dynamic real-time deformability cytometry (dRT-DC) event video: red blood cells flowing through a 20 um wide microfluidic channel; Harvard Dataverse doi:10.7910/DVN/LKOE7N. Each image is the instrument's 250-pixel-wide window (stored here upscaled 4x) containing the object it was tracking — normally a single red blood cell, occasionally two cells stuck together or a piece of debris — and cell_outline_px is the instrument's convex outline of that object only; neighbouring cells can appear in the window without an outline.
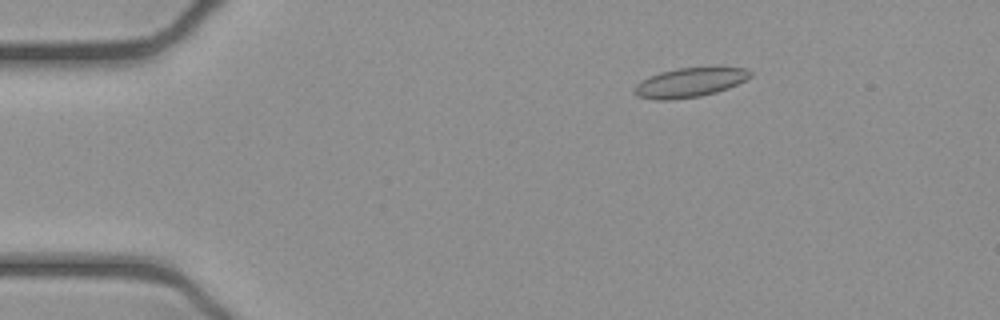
{"species": "common noctule bat (a hibernating species)", "species_latin": "Nyctalus noctula", "temperature_condition": "cold", "stored_images_in_passage": 53, "camera_frame_rate_fps": 3000, "um_per_image_px": 0.085, "animal": {"sex": "female", "body_mass_g": 21.9}, "frame": {"image": 1, "passage_image": 9, "time_ms": 2.667, "image_size_px": [1000, 320], "cell_outline_px": [[752, 76], [728, 88], [716, 92], [700, 96], [668, 100], [656, 100], [636, 96], [632, 92], [632, 88], [636, 84], [660, 72], [676, 68], [744, 68], [752, 72]], "centroid_in_image_um": [58.58, 7.03], "position_along_channel_um": 26.4, "area_um2": 19.54}}
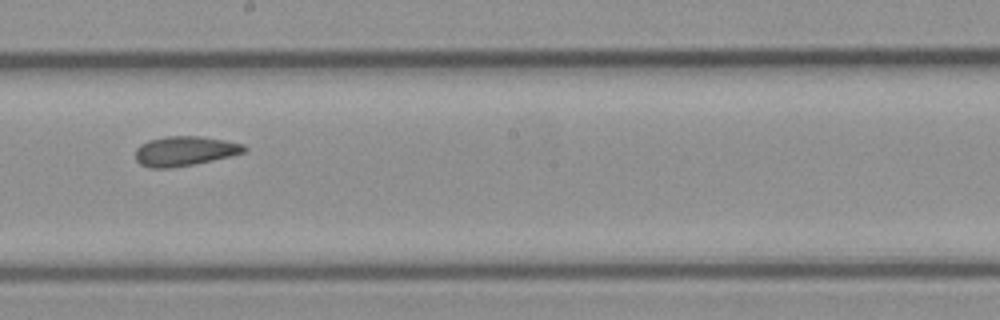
{"frame": {"image": 2, "passage_image": 30, "time_ms": 9.667, "image_size_px": [1000, 320], "cell_outline_px": [[248, 148], [244, 152], [212, 160], [192, 164], [168, 168], [148, 168], [140, 164], [136, 160], [136, 148], [140, 144], [148, 140], [164, 136], [200, 136], [224, 140], [244, 144]], "centroid_in_image_um": [15.66, 12.83], "position_along_channel_um": 232.5, "area_um2": 18.73}}
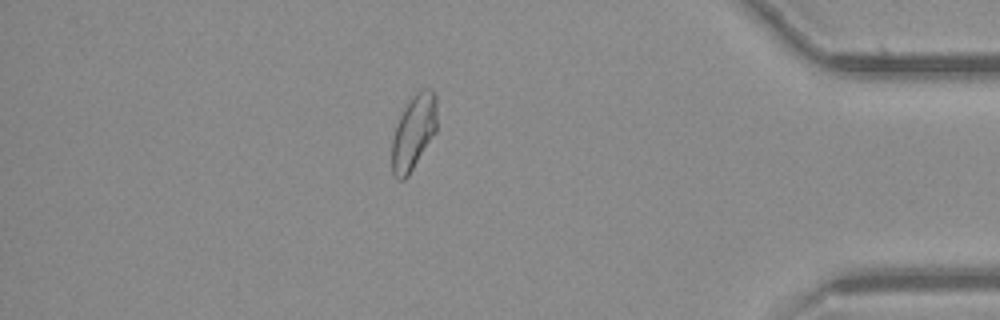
{"frame": {"image": 3, "passage_image": 46, "time_ms": 15.0, "image_size_px": [1000, 320], "cell_outline_px": [[436, 132], [408, 176], [404, 180], [396, 180], [392, 172], [392, 140], [400, 116], [404, 108], [412, 96], [416, 92], [424, 88], [432, 88], [436, 92]], "centroid_in_image_um": [35.17, 11.23], "position_along_channel_um": 400.0, "area_um2": 19.65}, "authors_computed_cell_mechanics": {"area_um2": 19.5364, "velocity_mm_per_s": 3.882, "shape_relaxation_time_tau1_ms": null, "shape_relaxation_time_tau2_ms": 2.2775, "deformation_change_tau1": null, "deformation_change_tau2": 0.0906}}